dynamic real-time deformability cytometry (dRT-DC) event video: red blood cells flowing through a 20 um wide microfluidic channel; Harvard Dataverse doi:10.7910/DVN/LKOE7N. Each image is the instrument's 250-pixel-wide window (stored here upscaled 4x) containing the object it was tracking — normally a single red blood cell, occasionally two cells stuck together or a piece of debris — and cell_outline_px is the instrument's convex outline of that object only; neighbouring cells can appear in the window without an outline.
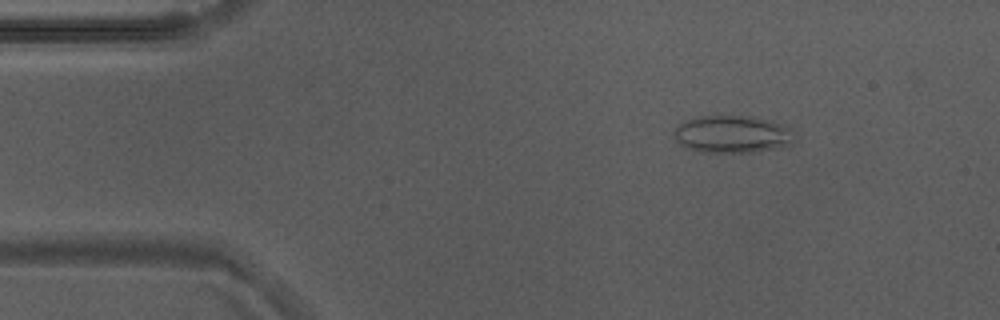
{"species": "Egyptian fruit bat (a non-hibernating species)", "species_latin": "Rousettus aegyptiacus", "temperature_condition": "warm", "stored_images_in_passage": 53, "camera_frame_rate_fps": 3000, "um_per_image_px": 0.085, "animal": {"sex": "male"}, "frame": {"image": 1, "passage_image": 7, "time_ms": 2.0, "image_size_px": [1000, 320], "cell_outline_px": [[788, 144], [776, 148], [756, 152], [704, 152], [688, 148], [676, 140], [676, 128], [684, 120], [700, 116], [744, 116], [768, 120], [780, 124], [788, 128]], "centroid_in_image_um": [62.15, 11.41], "position_along_channel_um": 22.8, "area_um2": 25.26}}
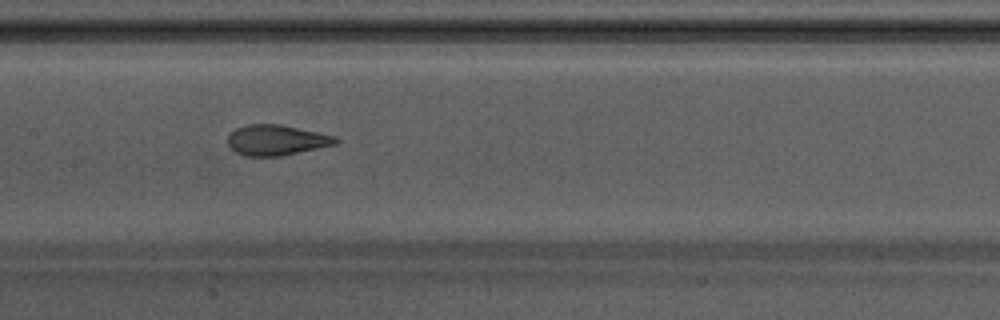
{"frame": {"image": 2, "passage_image": 25, "time_ms": 8.0, "image_size_px": [1000, 320], "cell_outline_px": [[340, 140], [336, 144], [280, 156], [244, 156], [236, 152], [228, 144], [228, 136], [236, 128], [248, 124], [280, 124], [336, 136]], "centroid_in_image_um": [23.5, 11.9], "position_along_channel_um": 183.9, "area_um2": 19.02}}
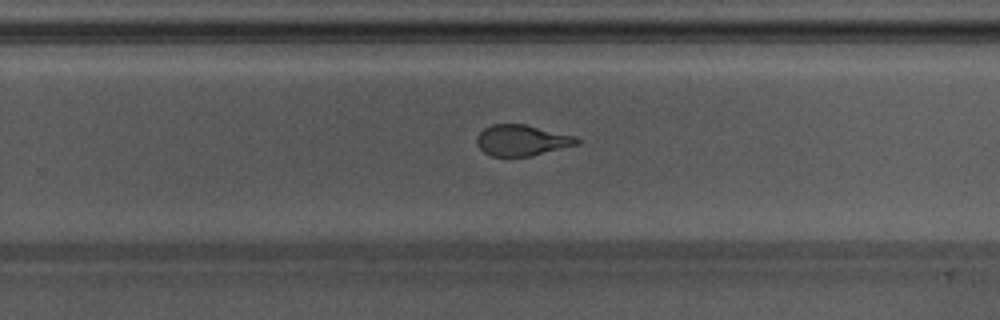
{"frame": {"image": 3, "passage_image": 33, "time_ms": 10.667, "image_size_px": [1000, 320], "cell_outline_px": [[580, 144], [532, 156], [492, 156], [484, 152], [476, 144], [476, 136], [484, 128], [492, 124], [524, 124], [572, 136], [580, 140]], "centroid_in_image_um": [44.32, 11.93], "position_along_channel_um": 285.5, "area_um2": 17.92}, "authors_computed_cell_mechanics": {"area_um2": 20.1722, "velocity_mm_per_s": 3.8177, "shape_relaxation_time_tau1_ms": 5.9404, "shape_relaxation_time_tau2_ms": 1.1506, "deformation_change_tau1": 0.1712, "deformation_change_tau2": 0.0805}}